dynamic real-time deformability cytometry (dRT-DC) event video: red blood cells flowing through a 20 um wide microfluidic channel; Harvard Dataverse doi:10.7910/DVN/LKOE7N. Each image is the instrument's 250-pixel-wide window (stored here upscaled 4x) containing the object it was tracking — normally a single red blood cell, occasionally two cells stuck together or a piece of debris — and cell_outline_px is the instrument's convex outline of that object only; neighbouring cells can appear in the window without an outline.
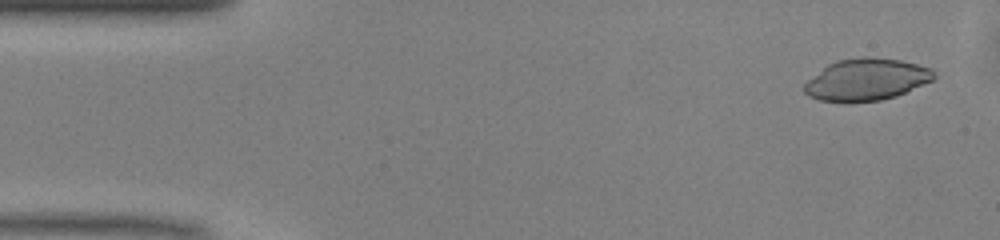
{"species": "common noctule bat (a hibernating species)", "species_latin": "Nyctalus noctula", "temperature_condition": "warm", "stored_images_in_passage": 40, "camera_frame_rate_fps": 3000, "um_per_image_px": 0.085, "animal": {"sex": "male", "body_mass_g": 13.0, "forearm_length_mm": 53.1}, "frame": {"image": 1, "passage_image": 2, "time_ms": 0.333, "image_size_px": [1000, 240], "cell_outline_px": [[936, 76], [932, 80], [896, 96], [880, 100], [820, 100], [808, 96], [804, 92], [804, 84], [808, 80], [828, 64], [836, 60], [860, 56], [868, 56], [900, 60], [932, 68], [936, 72]], "centroid_in_image_um": [73.66, 6.72], "position_along_channel_um": 11.3, "area_um2": 31.15}}